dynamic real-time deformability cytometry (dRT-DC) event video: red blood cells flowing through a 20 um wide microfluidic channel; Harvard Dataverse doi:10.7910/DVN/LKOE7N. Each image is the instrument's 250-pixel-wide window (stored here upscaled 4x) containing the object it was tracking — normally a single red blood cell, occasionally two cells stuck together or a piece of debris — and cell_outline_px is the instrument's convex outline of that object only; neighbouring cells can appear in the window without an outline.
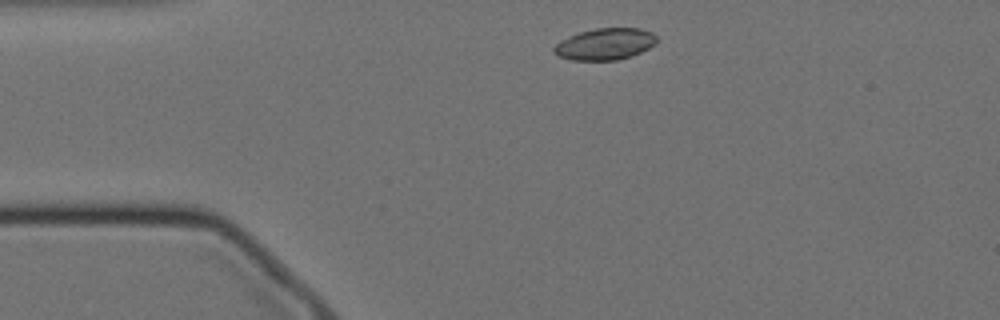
{"species": "Egyptian fruit bat (a non-hibernating species)", "species_latin": "Rousettus aegyptiacus", "temperature_condition": "cold", "stored_images_in_passage": 48, "camera_frame_rate_fps": 3000, "um_per_image_px": 0.085, "animal": {"sex": "female"}, "frame": {"image": 1, "passage_image": 2, "time_ms": 0.333, "image_size_px": [1000, 320], "cell_outline_px": [[656, 44], [632, 56], [616, 60], [572, 60], [556, 56], [552, 52], [552, 48], [560, 40], [568, 36], [580, 32], [596, 28], [640, 28], [652, 32], [656, 36]], "centroid_in_image_um": [51.39, 3.75], "position_along_channel_um": 33.6, "area_um2": 19.07}}
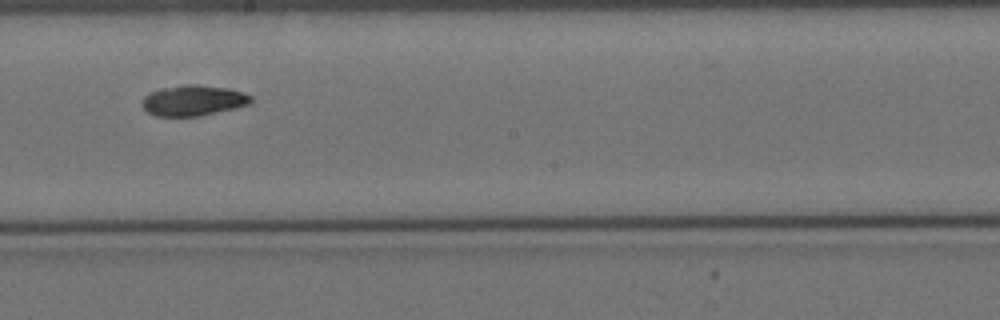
{"frame": {"image": 2, "passage_image": 22, "time_ms": 7.0, "image_size_px": [1000, 320], "cell_outline_px": [[252, 100], [248, 104], [200, 116], [156, 116], [148, 112], [140, 104], [140, 100], [144, 96], [160, 88], [184, 84], [196, 84], [228, 88], [244, 92], [252, 96]], "centroid_in_image_um": [16.39, 8.53], "position_along_channel_um": 231.8, "area_um2": 19.42}}
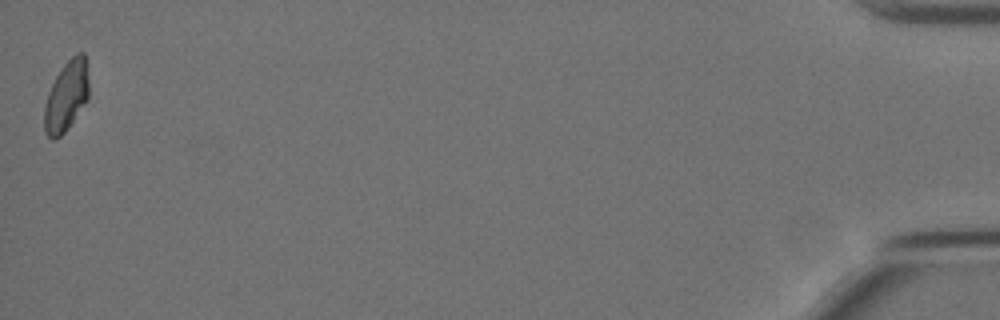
{"frame": {"image": 3, "passage_image": 48, "time_ms": 15.667, "image_size_px": [1000, 320], "cell_outline_px": [[88, 100], [68, 128], [56, 140], [52, 140], [44, 132], [44, 104], [48, 92], [60, 68], [76, 52], [84, 52], [88, 64]], "centroid_in_image_um": [5.65, 8.16], "position_along_channel_um": 429.6, "area_um2": 18.61}, "authors_computed_cell_mechanics": {"area_um2": 19.074, "velocity_mm_per_s": 3.4695, "shape_relaxation_time_tau1_ms": 5.7973, "shape_relaxation_time_tau2_ms": null, "deformation_change_tau1": 0.1561, "deformation_change_tau2": null}}